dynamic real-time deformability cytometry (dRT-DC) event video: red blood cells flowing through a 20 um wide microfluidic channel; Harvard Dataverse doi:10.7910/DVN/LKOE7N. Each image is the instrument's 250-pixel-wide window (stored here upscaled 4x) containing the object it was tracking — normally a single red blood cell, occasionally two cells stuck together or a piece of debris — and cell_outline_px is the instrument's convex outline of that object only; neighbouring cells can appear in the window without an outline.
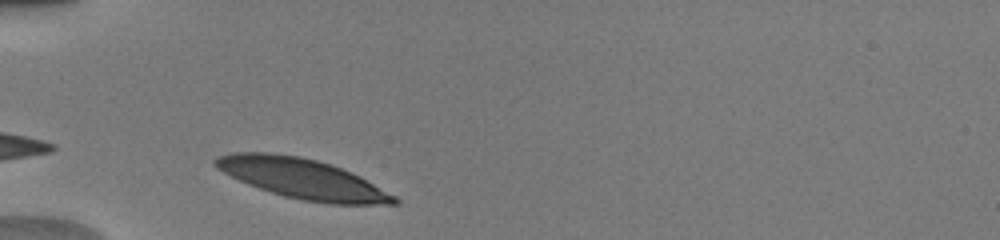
{"species": "human", "species_latin": "Homo sapiens", "temperature_condition": "warm", "stored_images_in_passage": 11, "camera_frame_rate_fps": 3000, "um_per_image_px": 0.085, "donor": {"sex": "male"}, "frame": {"image": 1, "passage_image": 1, "time_ms": 0.0, "image_size_px": [1000, 240], "cell_outline_px": [[400, 204], [328, 204], [304, 200], [284, 196], [248, 184], [216, 168], [212, 164], [212, 160], [216, 156], [232, 152], [268, 152], [300, 156], [332, 164], [352, 172], [360, 176], [396, 196], [400, 200]], "centroid_in_image_um": [25.71, 15.17], "position_along_channel_um": 59.3, "area_um2": 41.73}}
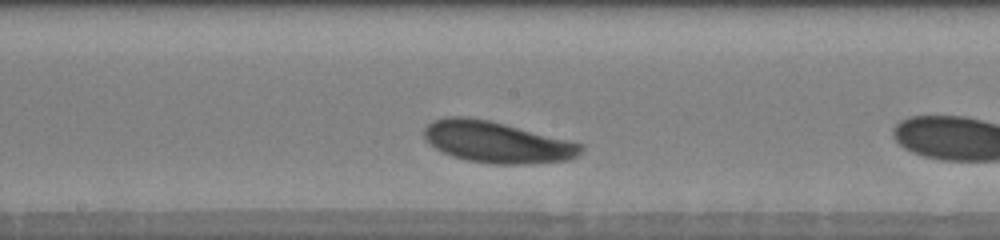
{"frame": {"image": 2, "passage_image": 10, "time_ms": 3.0, "image_size_px": [1000, 240], "cell_outline_px": [[584, 148], [576, 156], [568, 160], [528, 164], [492, 164], [468, 160], [452, 156], [436, 148], [424, 136], [424, 128], [432, 120], [444, 116], [464, 116], [488, 120], [584, 144]], "centroid_in_image_um": [42.22, 12.08], "position_along_channel_um": 206.0, "area_um2": 37.45}}